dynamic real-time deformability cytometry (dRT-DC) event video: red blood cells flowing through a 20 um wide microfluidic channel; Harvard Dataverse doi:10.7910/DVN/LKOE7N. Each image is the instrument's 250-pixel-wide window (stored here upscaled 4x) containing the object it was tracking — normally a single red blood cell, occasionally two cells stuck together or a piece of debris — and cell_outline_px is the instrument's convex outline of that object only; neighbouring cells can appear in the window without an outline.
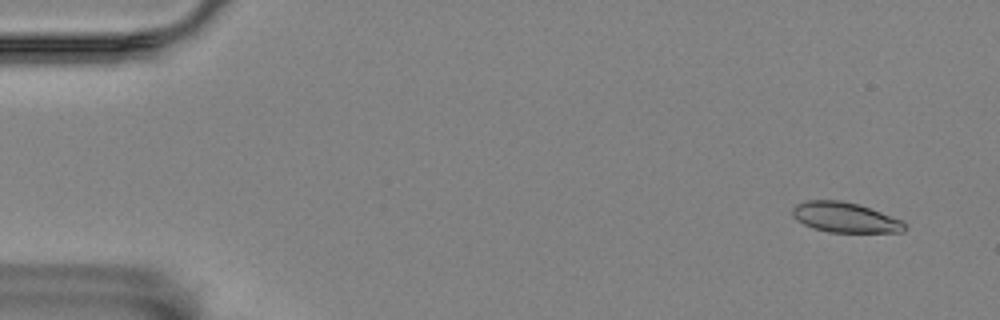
{"species": "Egyptian fruit bat (a non-hibernating species)", "species_latin": "Rousettus aegyptiacus", "temperature_condition": "room temperature", "stored_images_in_passage": 7, "camera_frame_rate_fps": 3000, "um_per_image_px": 0.085, "animal": {"sex": "female"}, "frame": {"image": 1, "passage_image": 2, "time_ms": 0.333, "image_size_px": [1000, 320], "cell_outline_px": [[908, 228], [904, 232], [828, 232], [812, 228], [796, 220], [792, 216], [792, 208], [796, 204], [804, 200], [840, 200], [856, 204], [880, 212], [900, 220]], "centroid_in_image_um": [71.77, 18.48], "position_along_channel_um": 13.2, "area_um2": 19.59}}
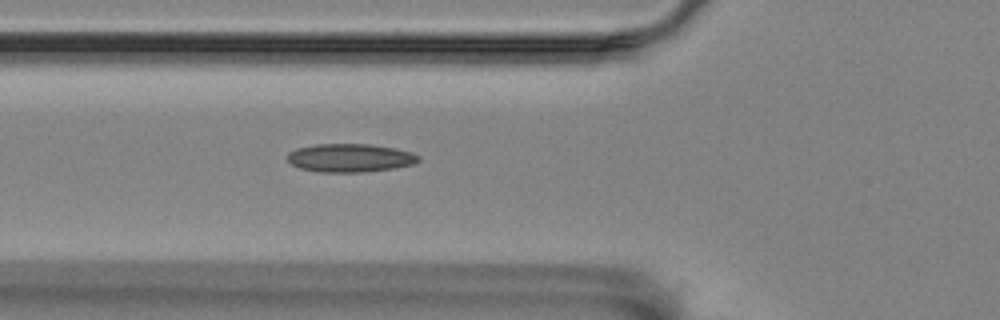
{"frame": {"image": 2, "passage_image": 7, "time_ms": 2.0, "image_size_px": [1000, 320], "cell_outline_px": [[420, 160], [412, 164], [392, 168], [364, 172], [320, 172], [300, 168], [292, 164], [288, 160], [288, 152], [296, 148], [316, 144], [372, 144], [396, 148], [412, 152], [420, 156]], "centroid_in_image_um": [29.76, 13.41], "position_along_channel_um": 96.0, "area_um2": 21.68}}